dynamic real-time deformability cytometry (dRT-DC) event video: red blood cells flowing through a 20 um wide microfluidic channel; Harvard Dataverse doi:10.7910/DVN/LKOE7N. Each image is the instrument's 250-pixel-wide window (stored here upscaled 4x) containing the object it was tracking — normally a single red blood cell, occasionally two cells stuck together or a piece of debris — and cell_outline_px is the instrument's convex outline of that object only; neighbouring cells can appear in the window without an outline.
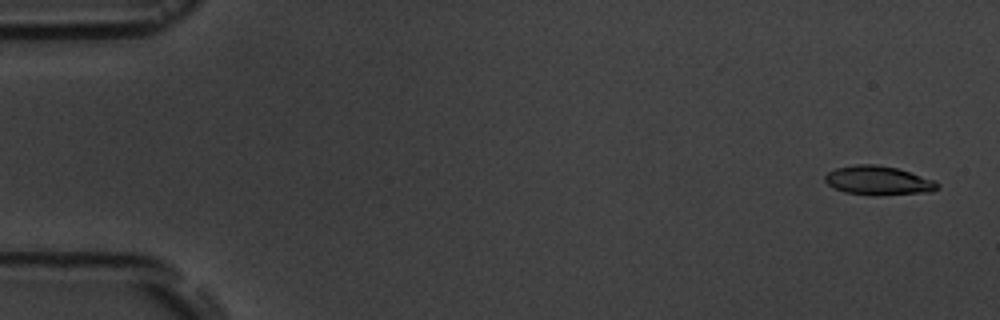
{"species": "common noctule bat (a hibernating species)", "species_latin": "Nyctalus noctula", "temperature_condition": "room temperature", "stored_images_in_passage": 5, "camera_frame_rate_fps": 3000, "um_per_image_px": 0.085, "animal": {"sex": "male", "body_mass_g": 19.5, "forearm_length_mm": 54.6}, "frame": {"image": 1, "passage_image": 1, "time_ms": 0.0, "image_size_px": [1000, 320], "cell_outline_px": [[940, 188], [932, 192], [876, 196], [872, 196], [844, 192], [832, 188], [824, 180], [824, 176], [828, 172], [836, 168], [856, 164], [876, 164], [896, 168], [936, 180], [940, 184]], "centroid_in_image_um": [74.67, 15.36], "position_along_channel_um": 10.3, "area_um2": 19.42}}
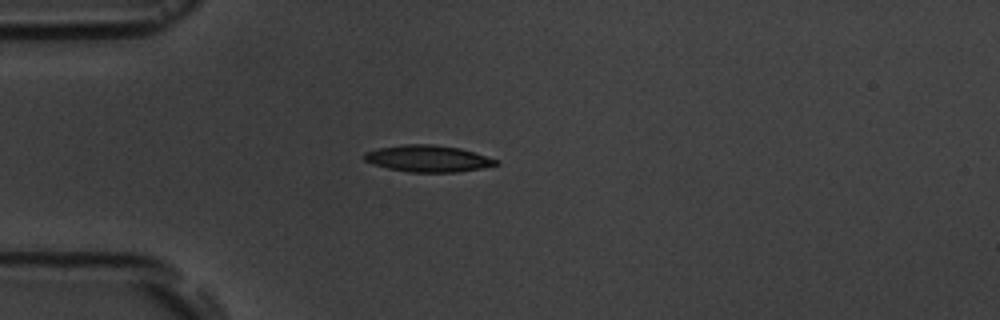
{"frame": {"image": 2, "passage_image": 5, "time_ms": 4.333, "image_size_px": [1000, 320], "cell_outline_px": [[500, 164], [480, 168], [456, 172], [408, 172], [388, 168], [364, 160], [364, 152], [376, 148], [404, 144], [432, 144], [460, 148], [500, 160]], "centroid_in_image_um": [36.39, 13.47], "position_along_channel_um": 48.6, "area_um2": 20.4}}